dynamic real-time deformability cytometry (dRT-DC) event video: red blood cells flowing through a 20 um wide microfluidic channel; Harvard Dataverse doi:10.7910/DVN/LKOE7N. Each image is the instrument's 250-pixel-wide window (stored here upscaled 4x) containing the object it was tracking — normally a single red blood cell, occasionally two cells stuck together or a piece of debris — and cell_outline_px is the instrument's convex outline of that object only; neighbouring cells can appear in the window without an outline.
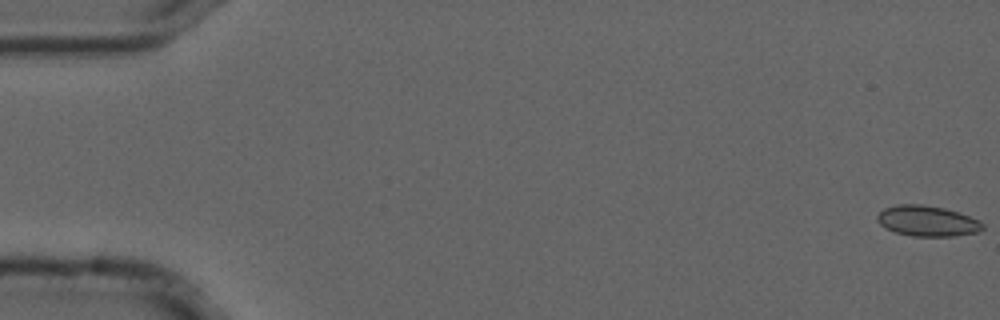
{"species": "common noctule bat (a hibernating species)", "species_latin": "Nyctalus noctula", "temperature_condition": "cold", "stored_images_in_passage": 56, "camera_frame_rate_fps": 3000, "um_per_image_px": 0.085, "animal": {"sex": "male", "forearm_length_mm": 52.5}, "frame": {"image": 1, "passage_image": 1, "time_ms": 0.0, "image_size_px": [1000, 320], "cell_outline_px": [[984, 228], [980, 232], [952, 236], [912, 236], [896, 232], [884, 228], [876, 220], [876, 216], [884, 208], [896, 204], [920, 204], [944, 208], [980, 220], [984, 224]], "centroid_in_image_um": [78.81, 18.78], "position_along_channel_um": 6.2, "area_um2": 18.84}}
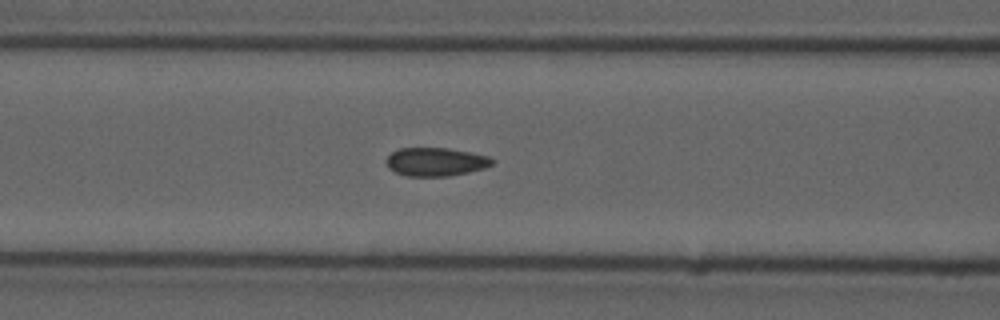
{"frame": {"image": 2, "passage_image": 23, "time_ms": 7.333, "image_size_px": [1000, 320], "cell_outline_px": [[496, 160], [492, 164], [484, 168], [468, 172], [448, 176], [404, 176], [388, 168], [384, 160], [392, 152], [400, 148], [448, 148], [472, 152], [488, 156]], "centroid_in_image_um": [37.02, 13.75], "position_along_channel_um": 129.6, "area_um2": 17.69}}
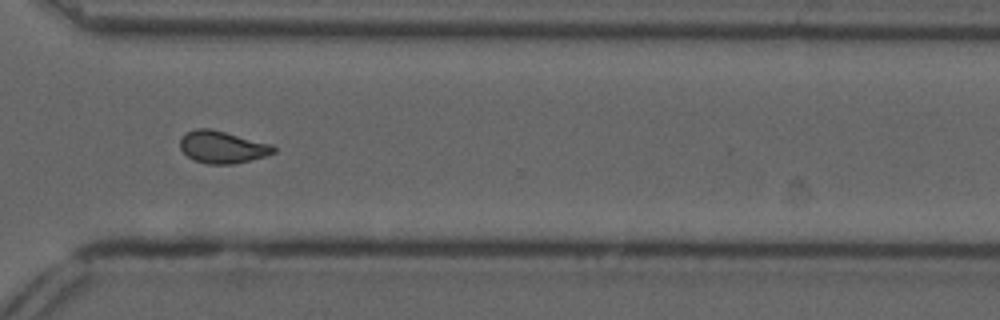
{"frame": {"image": 3, "passage_image": 41, "time_ms": 13.333, "image_size_px": [1000, 320], "cell_outline_px": [[276, 152], [264, 156], [232, 164], [208, 164], [192, 160], [180, 148], [180, 140], [188, 132], [196, 128], [212, 128], [272, 144], [276, 148]], "centroid_in_image_um": [18.9, 12.49], "position_along_channel_um": 351.7, "area_um2": 17.51}, "authors_computed_cell_mechanics": {"area_um2": 17.629, "velocity_mm_per_s": 3.7147, "shape_relaxation_time_tau1_ms": null, "shape_relaxation_time_tau2_ms": 1.833, "deformation_change_tau1": null, "deformation_change_tau2": 0.0486}}